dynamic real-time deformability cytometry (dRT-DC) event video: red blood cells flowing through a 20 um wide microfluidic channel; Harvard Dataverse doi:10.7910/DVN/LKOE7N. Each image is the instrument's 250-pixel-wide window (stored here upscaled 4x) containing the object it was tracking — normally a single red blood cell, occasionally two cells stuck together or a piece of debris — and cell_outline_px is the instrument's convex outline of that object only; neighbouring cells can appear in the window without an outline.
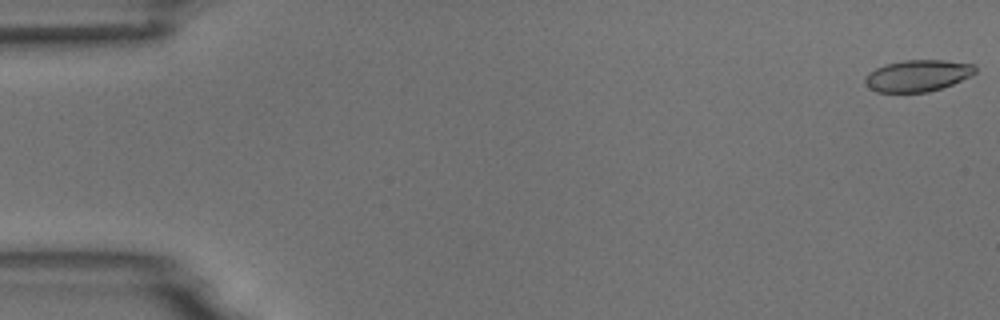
{"species": "common noctule bat (a hibernating species)", "species_latin": "Nyctalus noctula", "temperature_condition": "room temperature", "stored_images_in_passage": 5, "camera_frame_rate_fps": 3000, "um_per_image_px": 0.085, "animal": {"sex": "male", "body_mass_g": 18.8}, "frame": {"image": 1, "passage_image": 1, "time_ms": 0.0, "image_size_px": [1000, 320], "cell_outline_px": [[976, 72], [952, 84], [928, 92], [876, 92], [864, 80], [868, 72], [884, 64], [904, 60], [944, 60], [972, 64], [976, 68]], "centroid_in_image_um": [77.98, 6.42], "position_along_channel_um": 7.0, "area_um2": 20.0}}
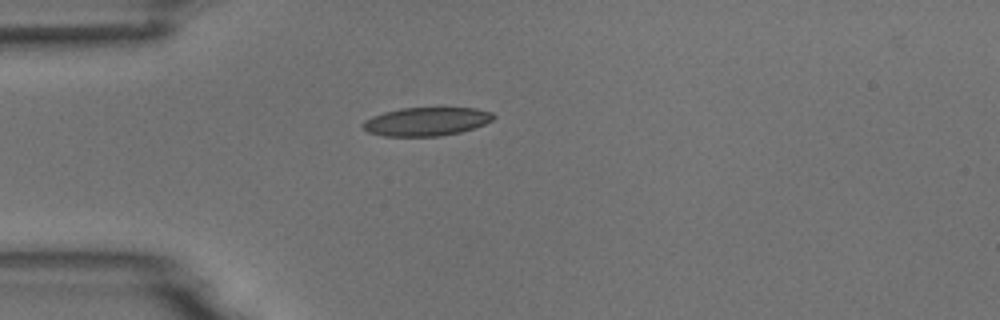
{"frame": {"image": 2, "passage_image": 5, "time_ms": 4.667, "image_size_px": [1000, 320], "cell_outline_px": [[496, 116], [492, 120], [484, 124], [460, 132], [440, 136], [384, 136], [368, 132], [364, 128], [364, 120], [372, 116], [384, 112], [400, 108], [476, 108], [492, 112]], "centroid_in_image_um": [36.25, 10.32], "position_along_channel_um": 48.7, "area_um2": 21.56}}